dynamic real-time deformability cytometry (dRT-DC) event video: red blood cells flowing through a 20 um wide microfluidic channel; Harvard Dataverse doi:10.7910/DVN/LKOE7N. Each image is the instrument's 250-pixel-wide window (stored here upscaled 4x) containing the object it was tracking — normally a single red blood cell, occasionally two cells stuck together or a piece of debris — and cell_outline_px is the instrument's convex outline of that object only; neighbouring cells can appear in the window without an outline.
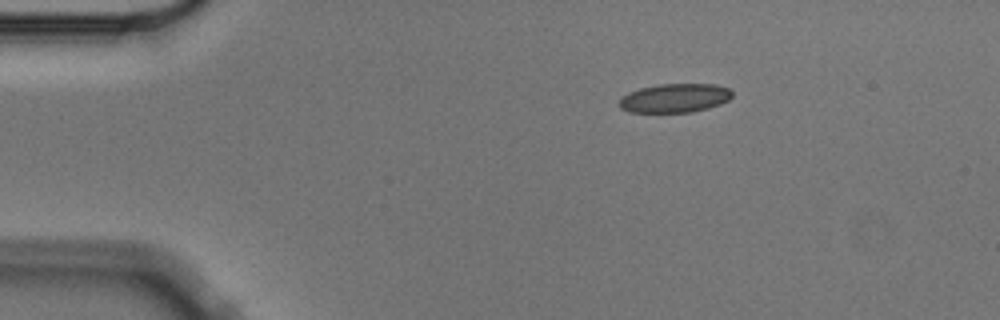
{"species": "Egyptian fruit bat (a non-hibernating species)", "species_latin": "Rousettus aegyptiacus", "temperature_condition": "cold", "stored_images_in_passage": 3, "camera_frame_rate_fps": 3000, "um_per_image_px": 0.085, "animal": {"sex": "male"}, "frame": {"image": 1, "passage_image": 1, "time_ms": 0.0, "image_size_px": [1000, 320], "cell_outline_px": [[732, 96], [728, 100], [720, 104], [708, 108], [692, 112], [628, 112], [620, 108], [620, 96], [628, 92], [640, 88], [660, 84], [716, 84], [728, 88], [732, 92]], "centroid_in_image_um": [57.34, 8.33], "position_along_channel_um": 27.7, "area_um2": 19.07}}